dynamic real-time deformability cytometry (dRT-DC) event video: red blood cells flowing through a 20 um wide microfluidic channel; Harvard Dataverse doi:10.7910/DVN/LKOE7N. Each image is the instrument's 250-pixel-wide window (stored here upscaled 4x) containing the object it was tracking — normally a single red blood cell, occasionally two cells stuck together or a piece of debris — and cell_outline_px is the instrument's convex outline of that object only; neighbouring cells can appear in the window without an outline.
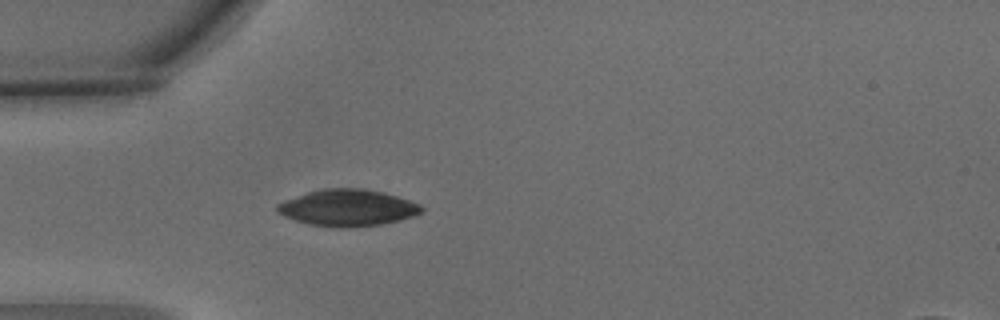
{"species": "common noctule bat (a hibernating species)", "species_latin": "Nyctalus noctula", "temperature_condition": "warm", "stored_images_in_passage": 1, "camera_frame_rate_fps": 3000, "um_per_image_px": 0.085, "animal": {"sex": "male", "body_mass_g": 15.6}, "frame": {"image": 1, "passage_image": 1, "time_ms": 0.0, "image_size_px": [1000, 320], "cell_outline_px": [[424, 212], [416, 216], [400, 220], [380, 224], [348, 228], [340, 228], [308, 224], [284, 216], [276, 212], [276, 204], [284, 200], [308, 192], [324, 188], [364, 188], [384, 192], [420, 204], [424, 208]], "centroid_in_image_um": [29.57, 17.66], "position_along_channel_um": 55.4, "area_um2": 30.98}}